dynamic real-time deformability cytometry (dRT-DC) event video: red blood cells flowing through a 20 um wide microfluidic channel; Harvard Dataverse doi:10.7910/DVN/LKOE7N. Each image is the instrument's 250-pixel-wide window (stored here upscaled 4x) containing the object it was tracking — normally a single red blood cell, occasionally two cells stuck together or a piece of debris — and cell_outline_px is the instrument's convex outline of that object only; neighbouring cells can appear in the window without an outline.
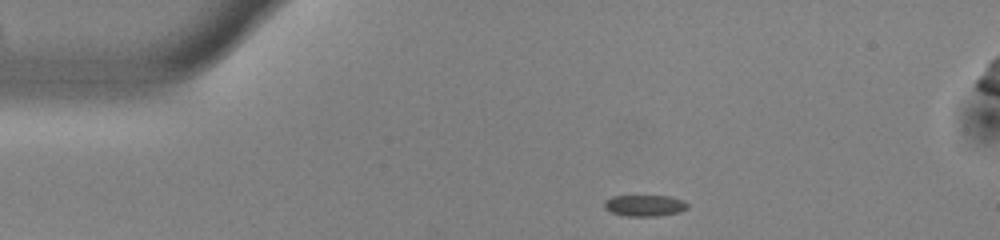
{"species": "common noctule bat (a hibernating species)", "species_latin": "Nyctalus noctula", "temperature_condition": "warm", "stored_images_in_passage": 46, "camera_frame_rate_fps": 3000, "um_per_image_px": 0.085, "animal": {"sex": "male", "body_mass_g": 13.0, "forearm_length_mm": 53.1}, "frame": {"image": 1, "passage_image": 1, "time_ms": 0.0, "image_size_px": [1000, 240], "cell_outline_px": [[688, 208], [680, 212], [656, 216], [628, 216], [612, 212], [604, 208], [604, 200], [612, 196], [672, 196], [684, 200], [688, 204]], "centroid_in_image_um": [54.82, 17.46], "position_along_channel_um": 30.2, "area_um2": 10.4}}
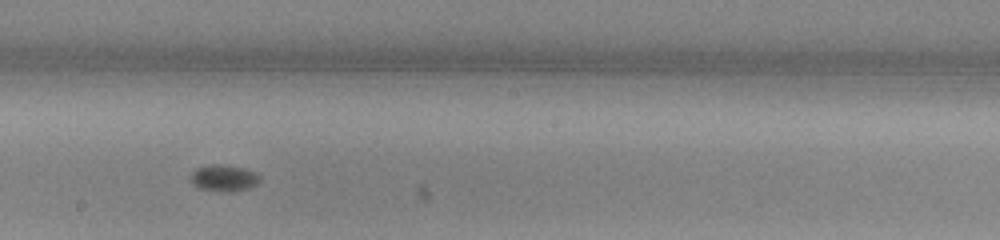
{"frame": {"image": 2, "passage_image": 21, "time_ms": 6.667, "image_size_px": [1000, 240], "cell_outline_px": [[260, 180], [256, 184], [248, 188], [232, 192], [224, 192], [196, 188], [188, 180], [188, 176], [196, 168], [212, 164], [216, 164], [240, 168], [252, 172], [260, 176]], "centroid_in_image_um": [18.93, 15.16], "position_along_channel_um": 229.3, "area_um2": 10.69}}
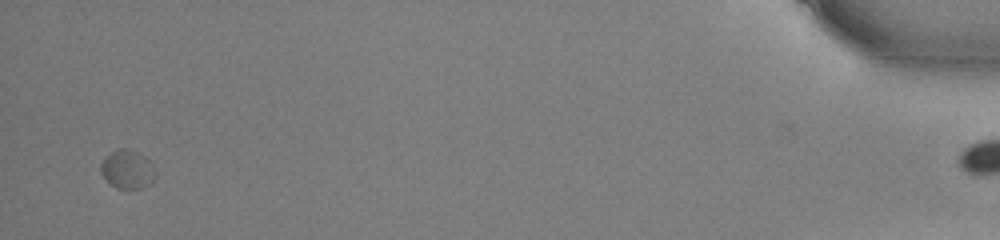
{"frame": {"image": 3, "passage_image": 44, "time_ms": 14.333, "image_size_px": [1000, 240], "cell_outline_px": [[156, 172], [152, 180], [144, 188], [116, 188], [100, 172], [100, 164], [104, 156], [120, 148], [128, 148], [144, 156], [152, 164]], "centroid_in_image_um": [10.81, 14.38], "position_along_channel_um": 424.4, "area_um2": 12.14}, "authors_computed_cell_mechanics": {"area_um2": 10.693, "velocity_mm_per_s": 3.7501, "shape_relaxation_time_tau1_ms": 1.2248, "shape_relaxation_time_tau2_ms": null, "deformation_change_tau1": 0.0848, "deformation_change_tau2": null}}